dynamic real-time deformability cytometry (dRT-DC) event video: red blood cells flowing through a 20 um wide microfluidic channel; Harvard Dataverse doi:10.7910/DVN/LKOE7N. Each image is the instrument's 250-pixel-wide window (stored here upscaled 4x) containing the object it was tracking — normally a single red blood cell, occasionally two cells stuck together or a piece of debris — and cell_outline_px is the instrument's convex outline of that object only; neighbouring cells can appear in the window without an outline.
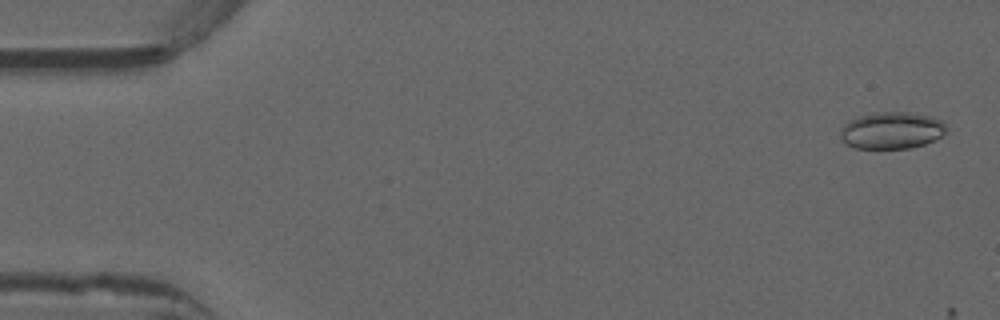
{"species": "common noctule bat (a hibernating species)", "species_latin": "Nyctalus noctula", "temperature_condition": "warm", "stored_images_in_passage": 5, "camera_frame_rate_fps": 3000, "um_per_image_px": 0.085, "animal": {"sex": "male", "forearm_length_mm": 52.5}, "frame": {"image": 1, "passage_image": 2, "time_ms": 0.333, "image_size_px": [1000, 320], "cell_outline_px": [[948, 128], [940, 136], [924, 144], [912, 148], [852, 148], [840, 140], [840, 132], [844, 124], [860, 116], [872, 112], [908, 112], [932, 116], [940, 120]], "centroid_in_image_um": [75.76, 11.08], "position_along_channel_um": 9.2, "area_um2": 22.77}}